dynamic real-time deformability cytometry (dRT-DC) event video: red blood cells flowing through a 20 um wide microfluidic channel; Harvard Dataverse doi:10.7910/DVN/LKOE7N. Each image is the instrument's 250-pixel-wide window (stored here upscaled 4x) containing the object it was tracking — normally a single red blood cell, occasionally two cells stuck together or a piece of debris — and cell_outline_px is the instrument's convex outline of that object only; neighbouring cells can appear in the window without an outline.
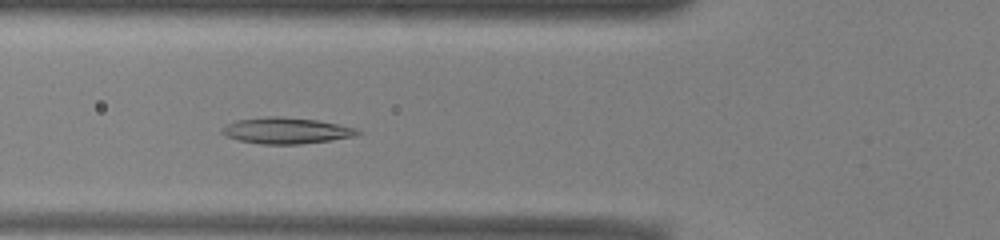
{"species": "common noctule bat (a hibernating species)", "species_latin": "Nyctalus noctula", "temperature_condition": "warm", "stored_images_in_passage": 45, "segment_of_instrument_passage": [1, 2], "camera_frame_rate_fps": 3000, "um_per_image_px": 0.085, "animal": {"sex": "male", "body_mass_g": 13.0, "forearm_length_mm": 53.1}, "frame": {"image": 1, "passage_image": 11, "time_ms": 3.333, "image_size_px": [1000, 240], "cell_outline_px": [[364, 132], [356, 136], [332, 140], [300, 144], [260, 144], [240, 140], [228, 136], [220, 132], [220, 128], [236, 120], [268, 116], [280, 116], [316, 120], [340, 124], [356, 128]], "centroid_in_image_um": [24.37, 11.1], "position_along_channel_um": 101.4, "area_um2": 20.75}}
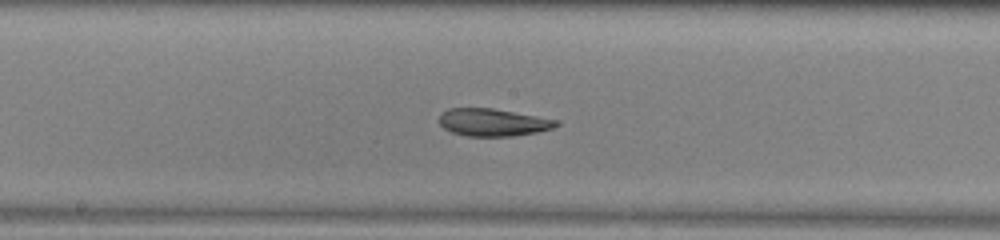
{"frame": {"image": 2, "passage_image": 19, "time_ms": 6.0, "image_size_px": [1000, 240], "cell_outline_px": [[560, 124], [552, 128], [536, 132], [512, 136], [464, 136], [452, 132], [444, 128], [440, 124], [440, 112], [448, 108], [492, 108], [560, 120]], "centroid_in_image_um": [41.89, 10.39], "position_along_channel_um": 206.3, "area_um2": 18.79}}
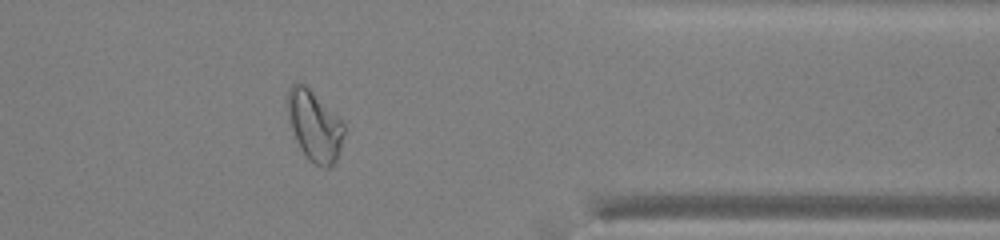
{"frame": {"image": 3, "passage_image": 34, "time_ms": 11.0, "image_size_px": [1000, 240], "cell_outline_px": [[344, 132], [340, 148], [336, 160], [328, 168], [324, 168], [308, 160], [300, 148], [296, 140], [288, 116], [288, 88], [292, 84], [304, 84], [344, 124]], "centroid_in_image_um": [26.72, 10.73], "position_along_channel_um": 384.7, "area_um2": 22.43}}